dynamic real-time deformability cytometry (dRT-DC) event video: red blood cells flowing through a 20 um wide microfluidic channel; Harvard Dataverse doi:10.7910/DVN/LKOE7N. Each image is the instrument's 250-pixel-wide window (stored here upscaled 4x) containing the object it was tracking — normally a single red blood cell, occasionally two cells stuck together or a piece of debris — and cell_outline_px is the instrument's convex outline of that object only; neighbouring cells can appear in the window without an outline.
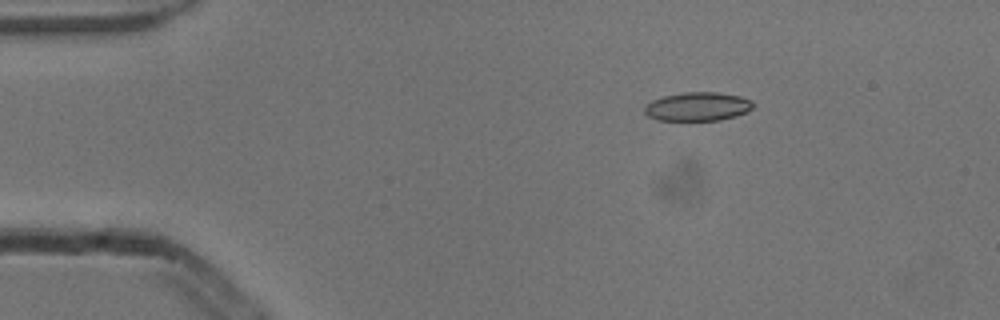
{"species": "common noctule bat (a hibernating species)", "species_latin": "Nyctalus noctula", "temperature_condition": "cold", "stored_images_in_passage": 5, "camera_frame_rate_fps": 3000, "um_per_image_px": 0.085, "animal": {"sex": "male", "body_mass_g": 13.3}, "frame": {"image": 1, "passage_image": 3, "time_ms": 0.667, "image_size_px": [1000, 320], "cell_outline_px": [[756, 104], [748, 112], [736, 116], [720, 120], [656, 120], [648, 116], [644, 112], [644, 104], [652, 100], [664, 96], [684, 92], [716, 92], [740, 96], [752, 100]], "centroid_in_image_um": [59.31, 9.06], "position_along_channel_um": 25.7, "area_um2": 18.38}}